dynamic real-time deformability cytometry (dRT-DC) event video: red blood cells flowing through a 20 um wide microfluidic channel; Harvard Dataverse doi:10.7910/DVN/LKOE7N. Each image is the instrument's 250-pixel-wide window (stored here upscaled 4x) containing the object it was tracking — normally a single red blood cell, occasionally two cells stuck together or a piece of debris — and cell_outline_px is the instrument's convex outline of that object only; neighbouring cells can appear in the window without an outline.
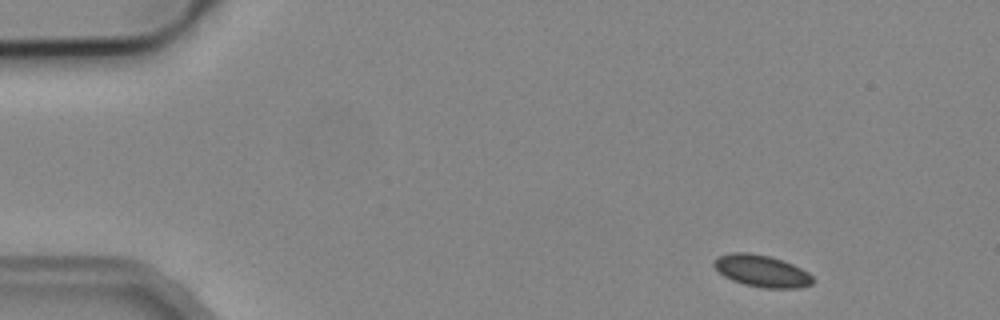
{"species": "common noctule bat (a hibernating species)", "species_latin": "Nyctalus noctula", "temperature_condition": "cold", "stored_images_in_passage": 4, "camera_frame_rate_fps": 3000, "um_per_image_px": 0.085, "animal": {"sex": "male", "body_mass_g": 19.2, "forearm_length_mm": 51.8}, "frame": {"image": 1, "passage_image": 1, "time_ms": 0.0, "image_size_px": [1000, 320], "cell_outline_px": [[816, 280], [812, 284], [800, 288], [764, 288], [744, 284], [732, 280], [724, 276], [712, 264], [716, 256], [732, 252], [748, 252], [768, 256], [784, 260], [808, 272]], "centroid_in_image_um": [64.76, 23.03], "position_along_channel_um": 20.2, "area_um2": 18.5}}
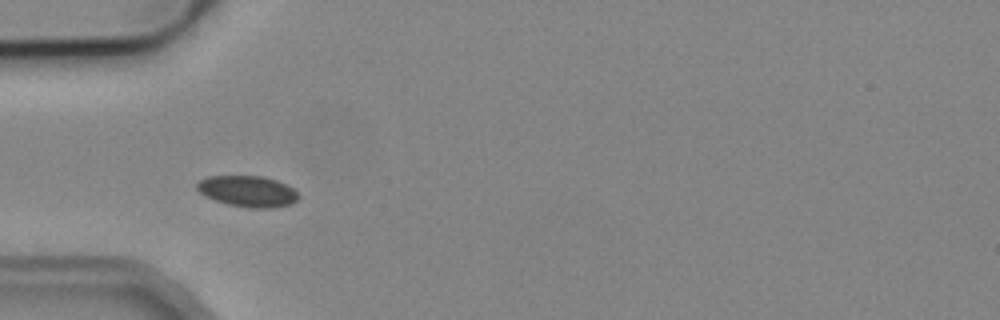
{"frame": {"image": 2, "passage_image": 4, "time_ms": 3.667, "image_size_px": [1000, 320], "cell_outline_px": [[300, 196], [292, 204], [272, 208], [252, 208], [228, 204], [204, 196], [196, 188], [196, 184], [200, 180], [208, 176], [264, 176], [276, 180], [292, 188]], "centroid_in_image_um": [21.05, 16.26], "position_along_channel_um": 64.0, "area_um2": 18.32}}